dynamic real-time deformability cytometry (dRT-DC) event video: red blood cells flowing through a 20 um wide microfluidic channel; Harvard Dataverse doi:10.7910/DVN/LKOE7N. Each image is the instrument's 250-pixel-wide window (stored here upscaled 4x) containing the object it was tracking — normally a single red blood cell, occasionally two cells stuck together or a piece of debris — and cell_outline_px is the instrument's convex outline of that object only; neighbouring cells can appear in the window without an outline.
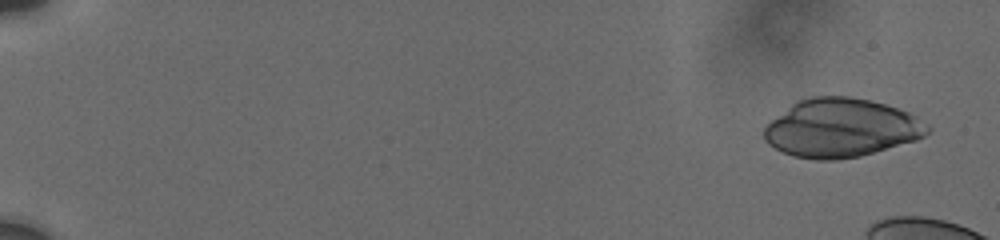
{"species": "human", "species_latin": "Homo sapiens", "temperature_condition": "cold", "stored_images_in_passage": 8, "camera_frame_rate_fps": 3000, "um_per_image_px": 0.085, "donor": {"sex": "male"}, "frame": {"image": 1, "passage_image": 2, "time_ms": 0.667, "image_size_px": [1000, 240], "cell_outline_px": [[932, 128], [924, 136], [916, 140], [860, 156], [836, 160], [816, 160], [792, 156], [768, 144], [764, 140], [764, 128], [772, 120], [796, 100], [812, 96], [848, 96], [872, 100], [908, 112], [916, 116], [928, 124]], "centroid_in_image_um": [71.5, 10.87], "position_along_channel_um": 13.5, "area_um2": 55.78}}